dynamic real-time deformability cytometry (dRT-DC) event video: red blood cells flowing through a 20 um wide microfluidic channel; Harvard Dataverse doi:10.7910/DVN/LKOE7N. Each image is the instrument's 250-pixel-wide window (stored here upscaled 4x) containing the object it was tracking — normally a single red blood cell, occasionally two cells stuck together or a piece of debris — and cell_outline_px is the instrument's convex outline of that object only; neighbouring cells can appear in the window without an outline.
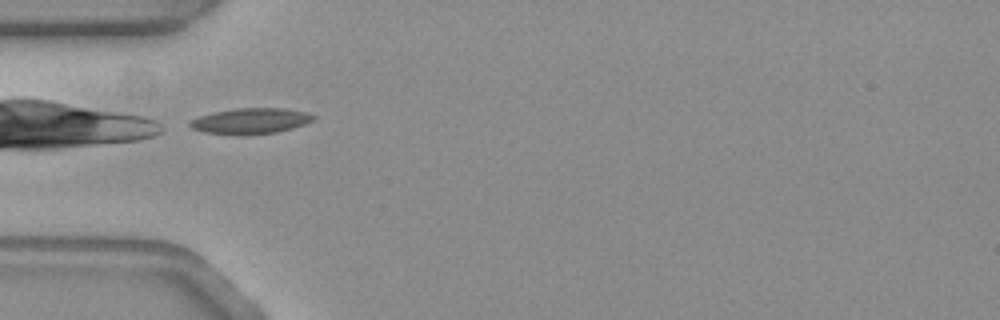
{"species": "common noctule bat (a hibernating species)", "species_latin": "Nyctalus noctula", "temperature_condition": "warm", "stored_images_in_passage": 5, "camera_frame_rate_fps": 3000, "um_per_image_px": 0.085, "animal": {"sex": "female", "body_mass_g": 19.3, "forearm_length_mm": 54.1}, "frame": {"image": 1, "passage_image": 1, "time_ms": 0.0, "image_size_px": [1000, 320], "cell_outline_px": [[316, 116], [312, 120], [304, 124], [292, 128], [276, 132], [204, 132], [192, 128], [188, 124], [188, 120], [212, 112], [236, 108], [284, 108], [308, 112]], "centroid_in_image_um": [21.32, 10.22], "position_along_channel_um": 63.7, "area_um2": 17.69}}
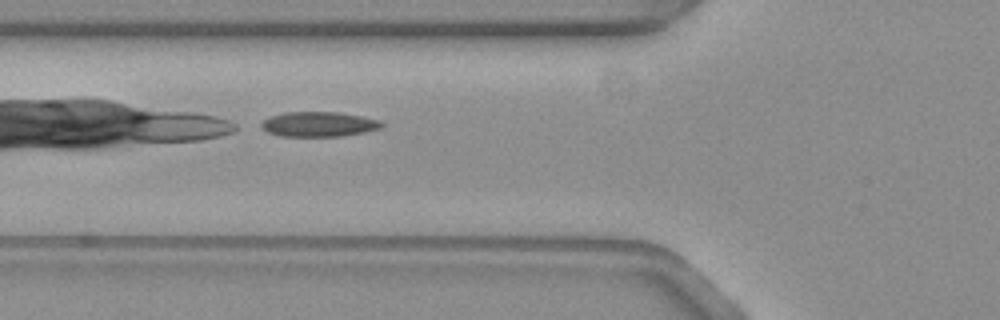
{"frame": {"image": 2, "passage_image": 4, "time_ms": 1.0, "image_size_px": [1000, 320], "cell_outline_px": [[384, 124], [380, 128], [364, 132], [340, 136], [280, 136], [268, 132], [260, 124], [264, 120], [272, 116], [284, 112], [336, 112], [360, 116], [380, 120]], "centroid_in_image_um": [27.1, 10.56], "position_along_channel_um": 98.7, "area_um2": 17.22}}